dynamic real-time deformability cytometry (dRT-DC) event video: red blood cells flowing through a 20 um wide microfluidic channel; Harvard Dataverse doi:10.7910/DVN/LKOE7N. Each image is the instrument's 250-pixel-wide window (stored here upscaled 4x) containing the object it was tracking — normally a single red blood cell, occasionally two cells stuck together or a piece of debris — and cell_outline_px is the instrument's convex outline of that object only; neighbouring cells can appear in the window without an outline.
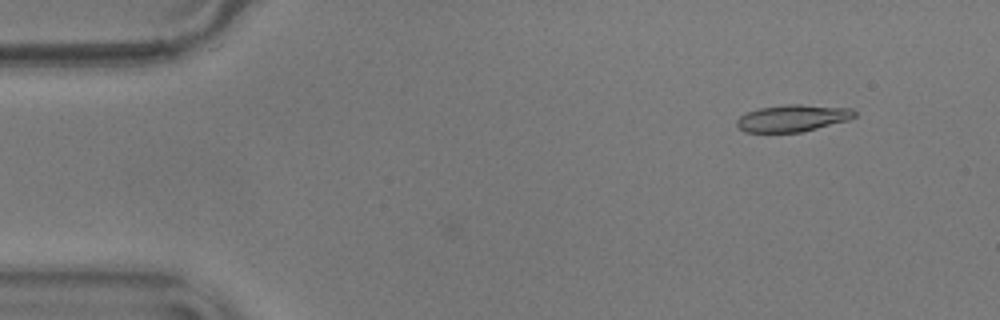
{"species": "common noctule bat (a hibernating species)", "species_latin": "Nyctalus noctula", "temperature_condition": "warm", "stored_images_in_passage": 50, "camera_frame_rate_fps": 3000, "um_per_image_px": 0.085, "animal": {"sex": "male", "body_mass_g": 17.9}, "frame": {"image": 1, "passage_image": 3, "time_ms": 0.667, "image_size_px": [1000, 320], "cell_outline_px": [[856, 116], [848, 120], [800, 132], [744, 132], [736, 124], [736, 120], [740, 116], [748, 112], [760, 108], [784, 104], [800, 104], [852, 108], [856, 112]], "centroid_in_image_um": [67.38, 10.03], "position_along_channel_um": 17.6, "area_um2": 18.38}}
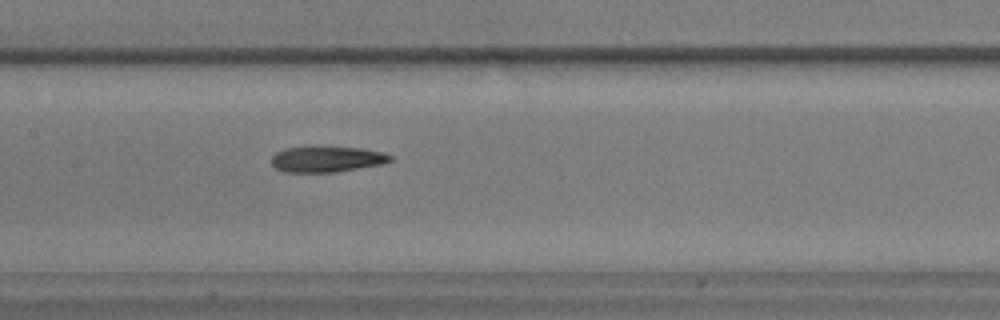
{"frame": {"image": 2, "passage_image": 24, "time_ms": 7.667, "image_size_px": [1000, 320], "cell_outline_px": [[392, 160], [384, 164], [336, 172], [284, 172], [276, 168], [272, 164], [272, 156], [276, 152], [284, 148], [312, 144], [316, 144], [360, 148], [380, 152], [392, 156]], "centroid_in_image_um": [27.74, 13.49], "position_along_channel_um": 179.7, "area_um2": 18.61}}
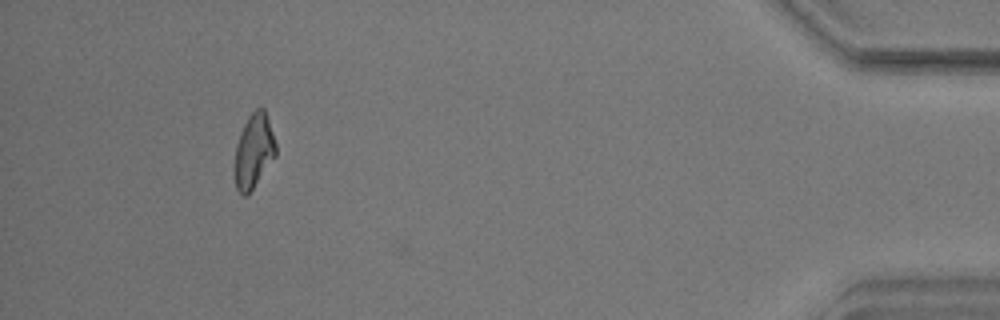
{"frame": {"image": 3, "passage_image": 49, "time_ms": 16.0, "image_size_px": [1000, 320], "cell_outline_px": [[276, 156], [248, 196], [244, 196], [236, 188], [232, 172], [232, 168], [236, 144], [240, 132], [248, 116], [256, 108], [264, 108], [276, 144]], "centroid_in_image_um": [21.53, 12.89], "position_along_channel_um": 413.7, "area_um2": 18.26}, "authors_computed_cell_mechanics": {"area_um2": 18.4093, "velocity_mm_per_s": 3.5975, "shape_relaxation_time_tau1_ms": 10.4323, "shape_relaxation_time_tau2_ms": 4.7095, "deformation_change_tau1": 0.2347, "deformation_change_tau2": 0.1383}}